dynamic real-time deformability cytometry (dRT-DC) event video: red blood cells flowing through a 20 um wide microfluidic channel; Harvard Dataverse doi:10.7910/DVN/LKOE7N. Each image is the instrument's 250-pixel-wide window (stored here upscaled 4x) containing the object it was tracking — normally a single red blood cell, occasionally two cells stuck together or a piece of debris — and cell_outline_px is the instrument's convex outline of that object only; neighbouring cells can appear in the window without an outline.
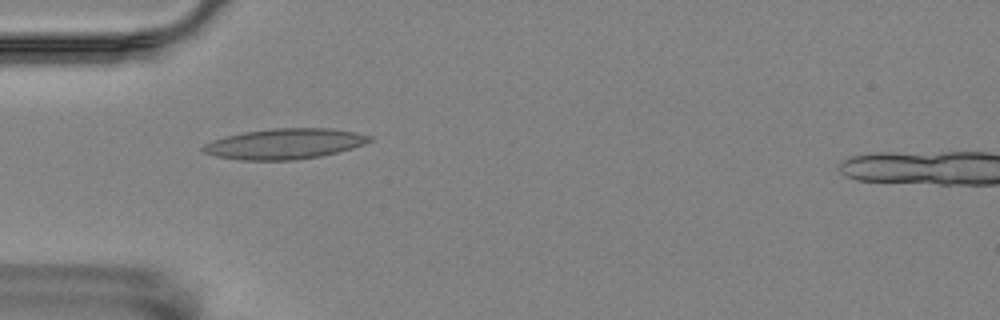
{"species": "Egyptian fruit bat (a non-hibernating species)", "species_latin": "Rousettus aegyptiacus", "temperature_condition": "room temperature", "stored_images_in_passage": 42, "camera_frame_rate_fps": 3000, "um_per_image_px": 0.085, "animal": {"sex": "female"}, "frame": {"image": 1, "passage_image": 2, "time_ms": 0.333, "image_size_px": [1000, 320], "cell_outline_px": [[372, 140], [364, 144], [352, 148], [320, 156], [296, 160], [240, 160], [216, 156], [204, 152], [200, 148], [204, 144], [212, 140], [224, 136], [244, 132], [272, 128], [332, 128], [356, 132], [372, 136]], "centroid_in_image_um": [24.18, 12.22], "position_along_channel_um": 60.8, "area_um2": 29.65}}
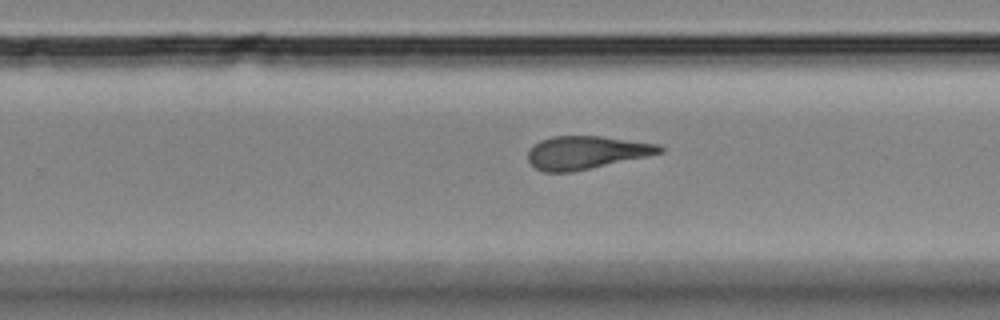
{"frame": {"image": 2, "passage_image": 21, "time_ms": 6.667, "image_size_px": [1000, 320], "cell_outline_px": [[664, 152], [648, 156], [572, 172], [544, 172], [536, 168], [528, 160], [528, 152], [532, 144], [540, 140], [552, 136], [600, 136], [660, 144], [664, 148]], "centroid_in_image_um": [49.83, 12.96], "position_along_channel_um": 280.0, "area_um2": 25.43}}
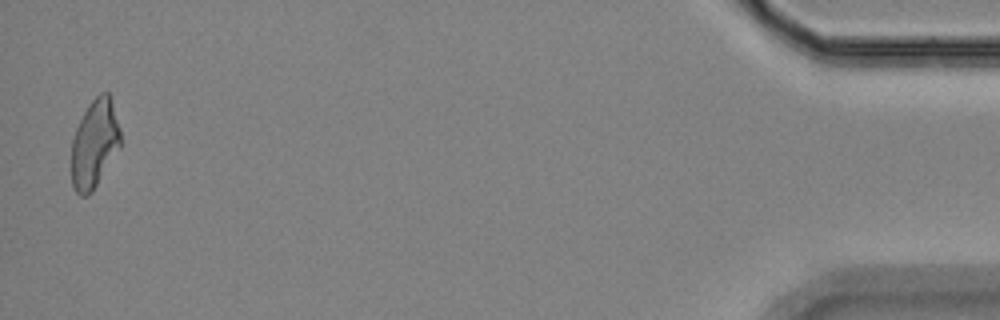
{"frame": {"image": 3, "passage_image": 41, "time_ms": 13.333, "image_size_px": [1000, 320], "cell_outline_px": [[120, 148], [92, 192], [88, 196], [80, 196], [76, 192], [72, 184], [72, 140], [76, 128], [88, 104], [100, 92], [108, 92], [120, 128]], "centroid_in_image_um": [8.03, 12.24], "position_along_channel_um": 427.2, "area_um2": 25.09}}